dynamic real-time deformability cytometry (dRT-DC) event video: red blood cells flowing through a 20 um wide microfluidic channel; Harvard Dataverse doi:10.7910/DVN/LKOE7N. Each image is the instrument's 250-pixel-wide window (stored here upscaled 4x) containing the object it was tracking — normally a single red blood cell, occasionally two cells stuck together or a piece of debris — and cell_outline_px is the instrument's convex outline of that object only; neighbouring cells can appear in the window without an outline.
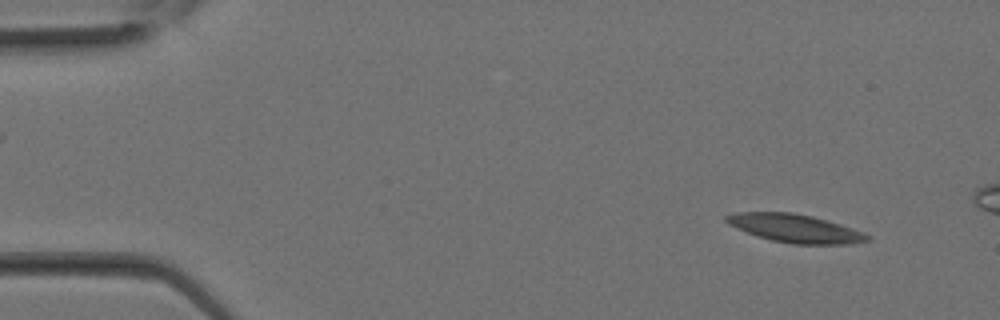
{"species": "Egyptian fruit bat (a non-hibernating species)", "species_latin": "Rousettus aegyptiacus", "temperature_condition": "room temperature", "stored_images_in_passage": 8, "camera_frame_rate_fps": 3000, "um_per_image_px": 0.085, "animal": {"sex": "female"}, "frame": {"image": 1, "passage_image": 2, "time_ms": 0.333, "image_size_px": [1000, 320], "cell_outline_px": [[872, 236], [868, 240], [848, 244], [792, 244], [772, 240], [756, 236], [736, 228], [728, 224], [724, 220], [724, 216], [736, 212], [792, 212], [812, 216], [840, 224]], "centroid_in_image_um": [67.53, 19.4], "position_along_channel_um": 17.5, "area_um2": 23.12}}